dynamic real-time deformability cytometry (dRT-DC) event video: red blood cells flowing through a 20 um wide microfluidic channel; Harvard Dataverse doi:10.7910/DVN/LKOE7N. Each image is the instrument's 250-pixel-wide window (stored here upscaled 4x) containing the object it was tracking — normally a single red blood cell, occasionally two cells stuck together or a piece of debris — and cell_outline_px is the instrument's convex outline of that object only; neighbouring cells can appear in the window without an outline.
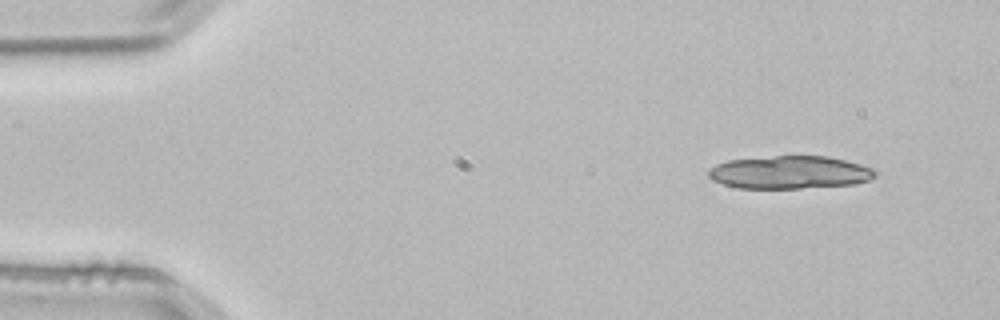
{"species": "common noctule bat (a hibernating species)", "species_latin": "Nyctalus noctula", "temperature_condition": "room temperature", "stored_images_in_passage": 2, "camera_frame_rate_fps": 3000, "um_per_image_px": 0.085, "animal": {"sex": "male", "body_mass_g": 21.5, "forearm_length_mm": 52.0}, "frame": {"image": 1, "passage_image": 1, "time_ms": 0.0, "image_size_px": [1000, 320], "cell_outline_px": [[876, 176], [868, 180], [856, 184], [800, 188], [736, 188], [712, 180], [708, 176], [708, 168], [716, 164], [728, 160], [776, 156], [828, 156], [860, 164], [872, 168], [876, 172]], "centroid_in_image_um": [67.11, 14.65], "position_along_channel_um": 17.9, "area_um2": 31.96}}